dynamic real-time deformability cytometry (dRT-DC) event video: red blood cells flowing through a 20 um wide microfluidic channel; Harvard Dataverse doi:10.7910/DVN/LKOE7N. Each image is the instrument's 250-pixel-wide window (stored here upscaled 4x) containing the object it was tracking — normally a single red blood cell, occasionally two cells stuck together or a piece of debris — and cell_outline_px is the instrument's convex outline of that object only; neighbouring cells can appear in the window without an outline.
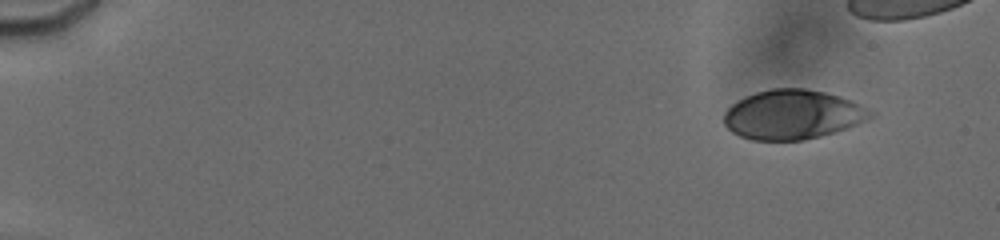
{"species": "human", "species_latin": "Homo sapiens", "temperature_condition": "cold", "stored_images_in_passage": 18, "segment_of_instrument_passage": [1, 2], "camera_frame_rate_fps": 3000, "um_per_image_px": 0.085, "donor": {"sex": "male"}, "frame": {"image": 1, "passage_image": 5, "time_ms": 1.667, "image_size_px": [1000, 240], "cell_outline_px": [[876, 112], [868, 120], [848, 128], [820, 136], [804, 140], [752, 140], [740, 136], [732, 132], [724, 124], [724, 112], [732, 104], [744, 96], [756, 92], [772, 88], [804, 88], [824, 92], [840, 96], [852, 100]], "centroid_in_image_um": [67.39, 9.74], "position_along_channel_um": 17.6, "area_um2": 42.43}}
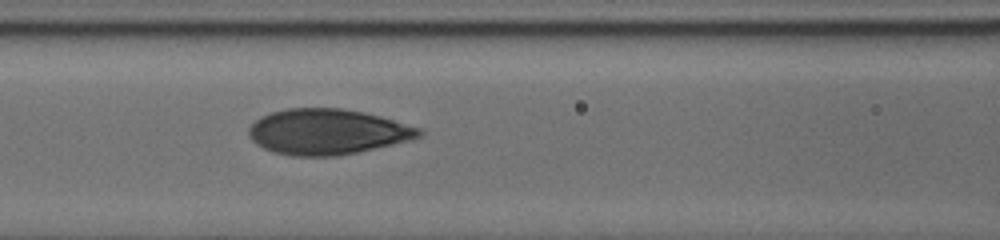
{"frame": {"image": 2, "passage_image": 14, "time_ms": 8.667, "image_size_px": [1000, 240], "cell_outline_px": [[424, 132], [420, 136], [412, 140], [360, 152], [336, 156], [292, 156], [272, 152], [256, 144], [248, 136], [248, 128], [260, 116], [272, 112], [288, 108], [340, 108], [380, 116], [420, 128]], "centroid_in_image_um": [27.81, 11.21], "position_along_channel_um": 138.8, "area_um2": 45.32}}
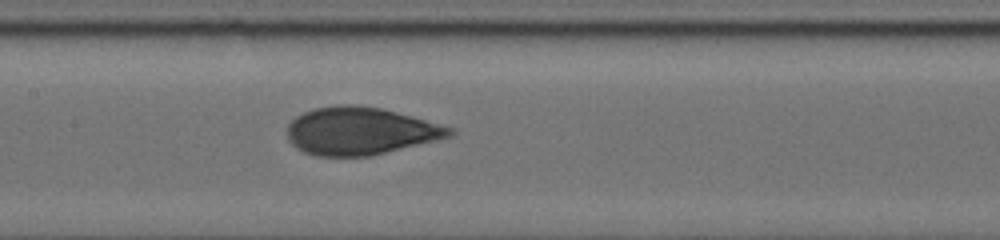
{"frame": {"image": 3, "passage_image": 17, "time_ms": 9.667, "image_size_px": [1000, 240], "cell_outline_px": [[456, 132], [452, 136], [372, 156], [316, 156], [304, 152], [296, 148], [288, 140], [288, 124], [296, 116], [304, 112], [316, 108], [336, 104], [356, 104], [384, 108], [452, 128]], "centroid_in_image_um": [30.6, 11.13], "position_along_channel_um": 176.8, "area_um2": 45.14}}